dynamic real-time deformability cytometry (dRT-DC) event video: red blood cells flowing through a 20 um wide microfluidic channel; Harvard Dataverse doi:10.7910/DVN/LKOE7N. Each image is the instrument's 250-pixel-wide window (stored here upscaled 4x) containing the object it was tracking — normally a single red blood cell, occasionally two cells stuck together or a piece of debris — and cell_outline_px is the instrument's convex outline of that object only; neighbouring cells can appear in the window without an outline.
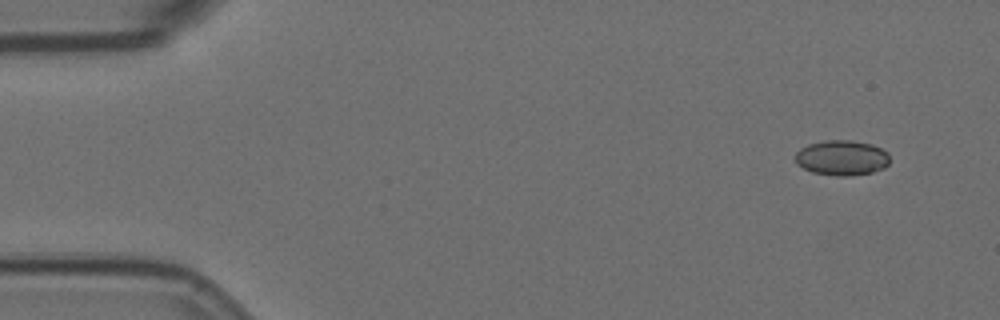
{"species": "Egyptian fruit bat (a non-hibernating species)", "species_latin": "Rousettus aegyptiacus", "temperature_condition": "room temperature", "stored_images_in_passage": 8, "camera_frame_rate_fps": 3000, "um_per_image_px": 0.085, "animal": {"sex": "female"}, "frame": {"image": 1, "passage_image": 1, "time_ms": 0.0, "image_size_px": [1000, 320], "cell_outline_px": [[888, 164], [884, 168], [872, 172], [852, 176], [836, 176], [812, 172], [796, 164], [796, 152], [800, 148], [808, 144], [824, 140], [852, 140], [872, 144], [888, 152]], "centroid_in_image_um": [71.55, 13.41], "position_along_channel_um": 13.5, "area_um2": 19.48}}
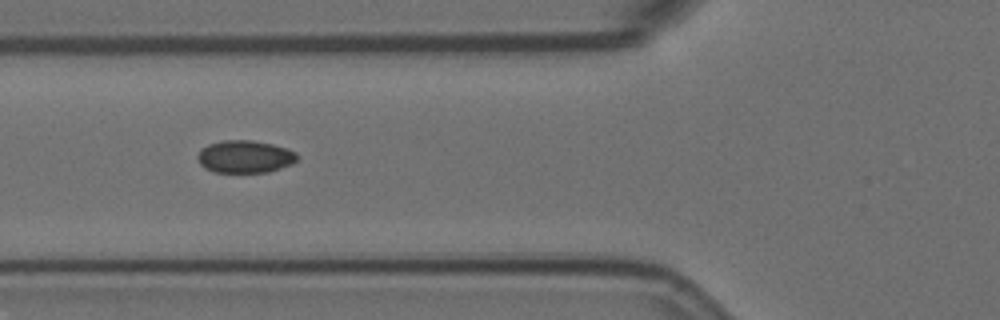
{"frame": {"image": 2, "passage_image": 6, "time_ms": 1.667, "image_size_px": [1000, 320], "cell_outline_px": [[296, 160], [292, 164], [268, 172], [216, 172], [204, 168], [200, 164], [196, 156], [200, 148], [208, 144], [224, 140], [252, 140], [272, 144], [296, 152]], "centroid_in_image_um": [20.77, 13.31], "position_along_channel_um": 105.0, "area_um2": 18.84}}
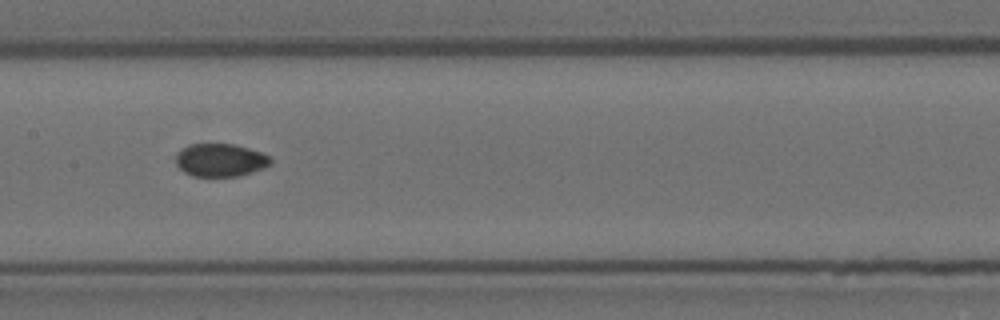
{"frame": {"image": 3, "passage_image": 8, "time_ms": 2.333, "image_size_px": [1000, 320], "cell_outline_px": [[272, 164], [264, 168], [240, 176], [192, 176], [184, 172], [176, 164], [176, 152], [180, 148], [188, 144], [232, 144], [248, 148], [272, 156]], "centroid_in_image_um": [18.73, 13.6], "position_along_channel_um": 188.7, "area_um2": 18.44}}